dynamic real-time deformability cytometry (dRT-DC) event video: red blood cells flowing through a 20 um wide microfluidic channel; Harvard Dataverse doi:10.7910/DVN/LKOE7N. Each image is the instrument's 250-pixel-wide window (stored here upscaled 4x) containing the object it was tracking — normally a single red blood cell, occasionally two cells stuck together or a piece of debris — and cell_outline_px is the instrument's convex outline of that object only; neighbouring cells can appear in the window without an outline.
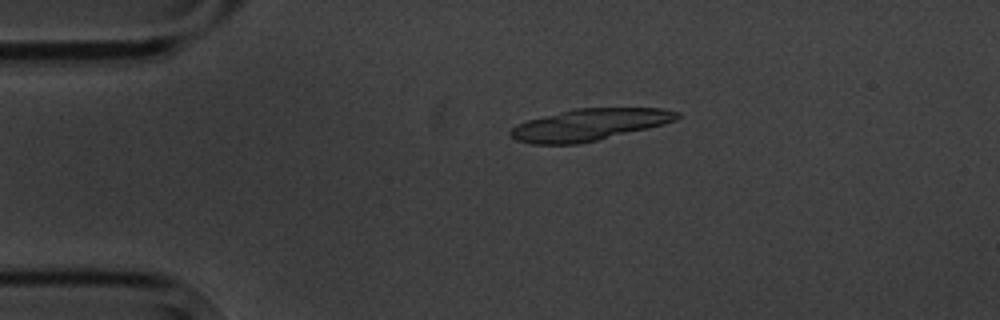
{"species": "common noctule bat (a hibernating species)", "species_latin": "Nyctalus noctula", "temperature_condition": "cold", "stored_images_in_passage": 10, "segment_of_instrument_passage": [1, 2], "camera_frame_rate_fps": 3000, "um_per_image_px": 0.085, "animal": {"sex": "male", "body_mass_g": 20.1, "forearm_length_mm": 53.5}, "frame": {"image": 1, "passage_image": 3, "time_ms": 2.333, "image_size_px": [1000, 320], "cell_outline_px": [[680, 116], [676, 120], [664, 124], [648, 128], [596, 140], [576, 144], [532, 144], [516, 140], [508, 132], [516, 124], [528, 120], [576, 108], [660, 108], [680, 112]], "centroid_in_image_um": [50.09, 10.6], "position_along_channel_um": 34.9, "area_um2": 30.52}}